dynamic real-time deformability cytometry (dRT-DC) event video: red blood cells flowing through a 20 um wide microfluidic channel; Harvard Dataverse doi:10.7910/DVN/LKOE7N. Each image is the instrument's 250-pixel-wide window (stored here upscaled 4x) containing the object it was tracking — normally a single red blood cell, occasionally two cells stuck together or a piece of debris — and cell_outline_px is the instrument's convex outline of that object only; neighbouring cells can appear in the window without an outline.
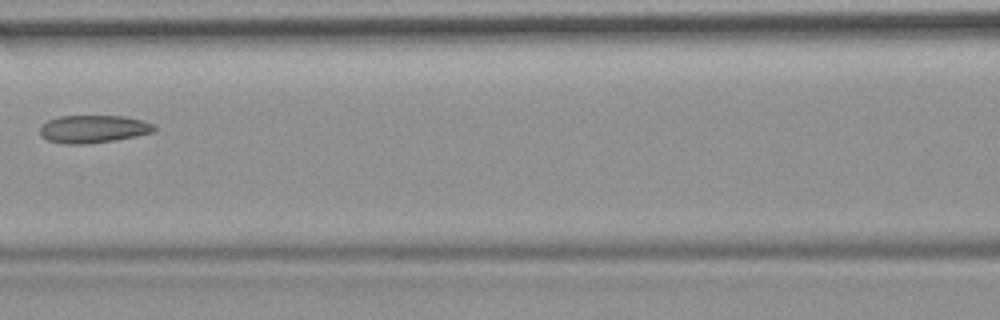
{"species": "common noctule bat (a hibernating species)", "species_latin": "Nyctalus noctula", "temperature_condition": "room temperature", "stored_images_in_passage": 4, "camera_frame_rate_fps": 3000, "um_per_image_px": 0.085, "animal": {"sex": "female", "body_mass_g": 19.9}, "frame": {"image": 1, "passage_image": 4, "time_ms": 1.0, "image_size_px": [1000, 320], "cell_outline_px": [[156, 132], [112, 140], [84, 144], [64, 144], [48, 140], [40, 136], [40, 128], [48, 120], [60, 116], [124, 116], [140, 120], [152, 124], [156, 128]], "centroid_in_image_um": [7.91, 10.96], "position_along_channel_um": 158.7, "area_um2": 18.26}}